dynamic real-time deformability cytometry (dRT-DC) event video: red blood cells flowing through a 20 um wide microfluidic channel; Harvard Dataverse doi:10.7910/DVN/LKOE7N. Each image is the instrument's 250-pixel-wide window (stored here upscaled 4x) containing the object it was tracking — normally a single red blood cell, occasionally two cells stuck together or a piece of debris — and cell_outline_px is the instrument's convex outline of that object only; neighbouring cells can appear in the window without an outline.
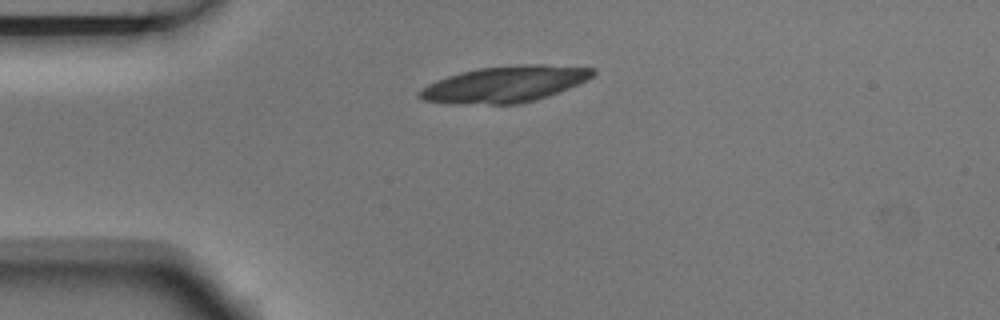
{"species": "Egyptian fruit bat (a non-hibernating species)", "species_latin": "Rousettus aegyptiacus", "temperature_condition": "room temperature", "stored_images_in_passage": 2, "camera_frame_rate_fps": 3000, "um_per_image_px": 0.085, "animal": {"sex": "male"}, "frame": {"image": 1, "passage_image": 1, "time_ms": 0.0, "image_size_px": [1000, 320], "cell_outline_px": [[596, 72], [588, 80], [548, 96], [536, 100], [520, 104], [452, 104], [424, 100], [416, 96], [416, 92], [428, 84], [436, 80], [460, 72], [480, 68], [520, 64], [544, 64], [596, 68]], "centroid_in_image_um": [42.9, 7.16], "position_along_channel_um": 42.1, "area_um2": 36.88}}